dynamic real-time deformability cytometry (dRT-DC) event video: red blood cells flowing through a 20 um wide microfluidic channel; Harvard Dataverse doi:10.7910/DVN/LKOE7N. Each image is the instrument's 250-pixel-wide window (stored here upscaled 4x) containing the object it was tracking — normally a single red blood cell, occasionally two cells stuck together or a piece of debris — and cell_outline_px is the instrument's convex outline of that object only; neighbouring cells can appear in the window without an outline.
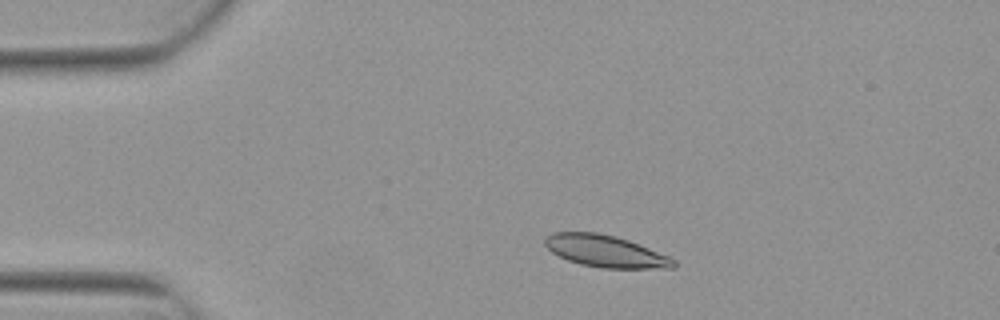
{"species": "Egyptian fruit bat (a non-hibernating species)", "species_latin": "Rousettus aegyptiacus", "temperature_condition": "warm", "stored_images_in_passage": 4, "camera_frame_rate_fps": 3000, "um_per_image_px": 0.085, "animal": {"sex": "female"}, "frame": {"image": 1, "passage_image": 2, "time_ms": 0.333, "image_size_px": [1000, 320], "cell_outline_px": [[676, 268], [604, 268], [580, 264], [568, 260], [552, 252], [544, 244], [544, 236], [552, 232], [596, 232], [616, 236], [628, 240], [668, 256], [676, 260]], "centroid_in_image_um": [51.44, 21.34], "position_along_channel_um": 33.6, "area_um2": 23.87}}
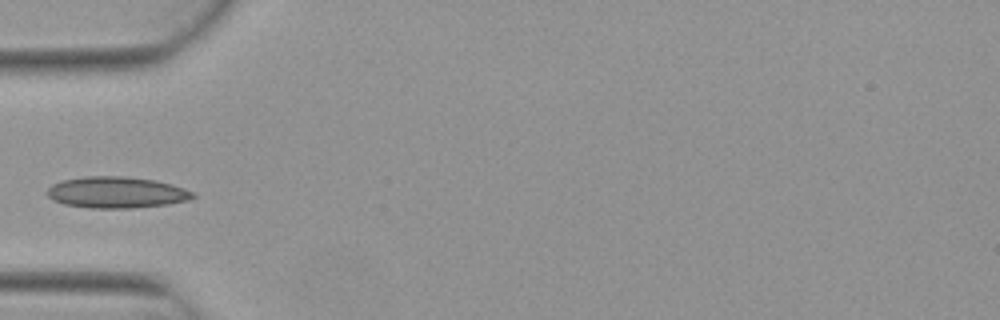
{"frame": {"image": 2, "passage_image": 4, "time_ms": 1.0, "image_size_px": [1000, 320], "cell_outline_px": [[196, 196], [188, 200], [168, 204], [132, 208], [88, 208], [64, 204], [48, 196], [48, 188], [52, 184], [64, 180], [84, 176], [124, 176], [156, 180], [172, 184], [184, 188], [192, 192]], "centroid_in_image_um": [9.92, 16.35], "position_along_channel_um": 75.1, "area_um2": 26.53}}